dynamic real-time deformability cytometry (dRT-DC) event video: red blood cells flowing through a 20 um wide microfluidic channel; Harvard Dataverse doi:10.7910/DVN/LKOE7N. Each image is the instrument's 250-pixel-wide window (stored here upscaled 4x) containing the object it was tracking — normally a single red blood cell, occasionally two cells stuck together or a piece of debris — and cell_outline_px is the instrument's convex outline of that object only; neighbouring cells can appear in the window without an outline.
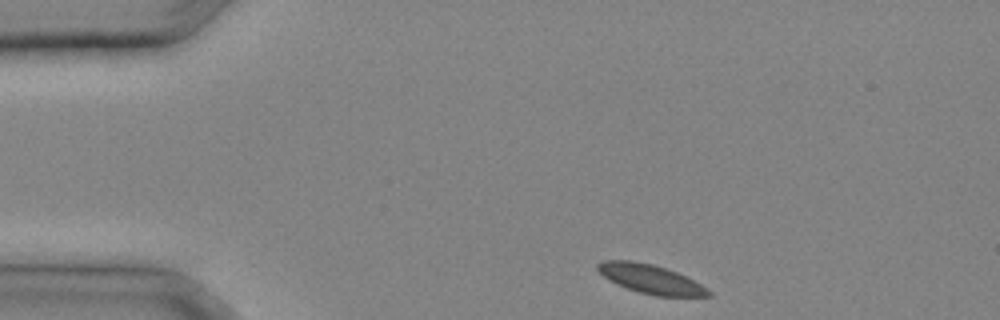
{"species": "common noctule bat (a hibernating species)", "species_latin": "Nyctalus noctula", "temperature_condition": "cold", "stored_images_in_passage": 6, "camera_frame_rate_fps": 3000, "um_per_image_px": 0.085, "animal": {"sex": "male", "body_mass_g": 20.4}, "frame": {"image": 1, "passage_image": 1, "time_ms": 0.0, "image_size_px": [1000, 320], "cell_outline_px": [[712, 296], [656, 296], [640, 292], [616, 284], [608, 280], [596, 268], [596, 264], [604, 260], [632, 260], [652, 264], [676, 272], [708, 288], [712, 292]], "centroid_in_image_um": [55.28, 23.71], "position_along_channel_um": 29.7, "area_um2": 18.55}}